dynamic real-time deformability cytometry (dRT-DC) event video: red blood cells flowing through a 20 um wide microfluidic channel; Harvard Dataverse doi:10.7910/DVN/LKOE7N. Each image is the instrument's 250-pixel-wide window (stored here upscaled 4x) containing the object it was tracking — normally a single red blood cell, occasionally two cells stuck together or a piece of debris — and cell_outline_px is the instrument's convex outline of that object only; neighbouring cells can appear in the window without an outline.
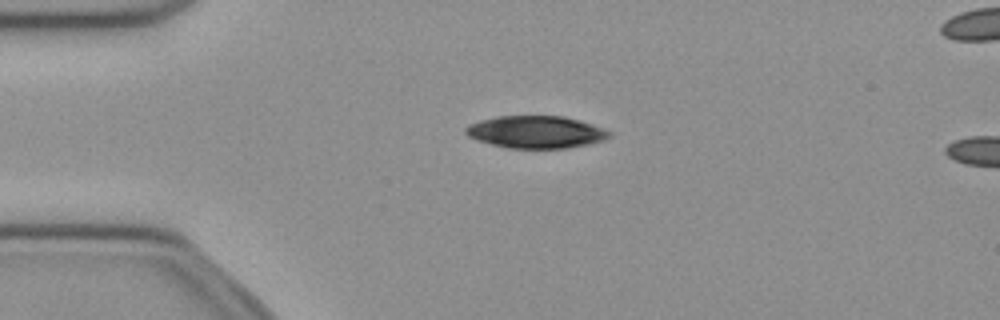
{"species": "common noctule bat (a hibernating species)", "species_latin": "Nyctalus noctula", "temperature_condition": "cold", "stored_images_in_passage": 15, "camera_frame_rate_fps": 3000, "um_per_image_px": 0.085, "animal": {"sex": "female", "body_mass_g": 21.9}, "frame": {"image": 1, "passage_image": 11, "time_ms": 3.333, "image_size_px": [1000, 320], "cell_outline_px": [[612, 136], [604, 140], [588, 144], [568, 148], [508, 148], [476, 140], [468, 136], [464, 132], [464, 128], [468, 124], [480, 120], [496, 116], [564, 116], [580, 120], [604, 128], [612, 132]], "centroid_in_image_um": [45.56, 11.21], "position_along_channel_um": 39.4, "area_um2": 27.28}}